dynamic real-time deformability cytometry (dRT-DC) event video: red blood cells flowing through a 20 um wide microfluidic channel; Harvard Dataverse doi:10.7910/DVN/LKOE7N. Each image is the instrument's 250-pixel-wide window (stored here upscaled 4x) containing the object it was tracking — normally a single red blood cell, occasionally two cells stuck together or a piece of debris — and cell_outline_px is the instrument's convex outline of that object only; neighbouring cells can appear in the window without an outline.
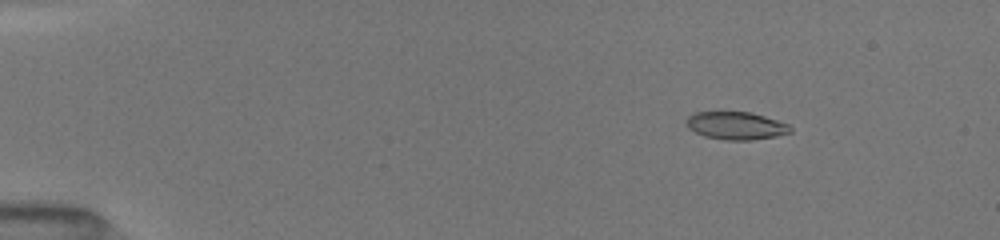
{"species": "common noctule bat (a hibernating species)", "species_latin": "Nyctalus noctula", "temperature_condition": "room temperature", "stored_images_in_passage": 47, "camera_frame_rate_fps": 3000, "um_per_image_px": 0.085, "animal": {"sex": "female", "body_mass_g": 19.5, "forearm_length_mm": 54.1}, "frame": {"image": 1, "passage_image": 14, "time_ms": 2.333, "image_size_px": [1000, 240], "cell_outline_px": [[792, 132], [776, 136], [752, 140], [724, 140], [704, 136], [688, 128], [688, 116], [696, 112], [748, 112], [764, 116], [788, 124], [792, 128]], "centroid_in_image_um": [62.58, 10.69], "position_along_channel_um": 22.4, "area_um2": 16.65}}
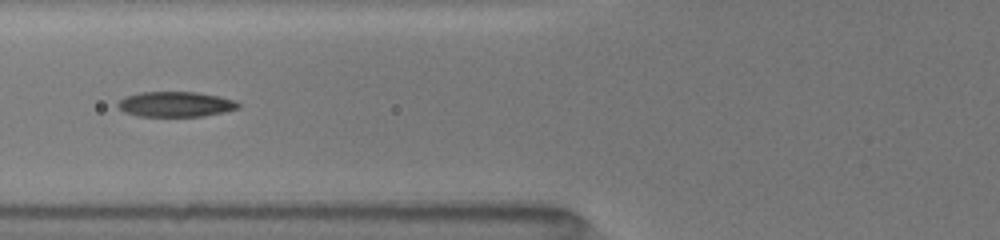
{"frame": {"image": 2, "passage_image": 36, "time_ms": 7.0, "image_size_px": [1000, 240], "cell_outline_px": [[240, 108], [224, 112], [204, 116], [136, 116], [124, 112], [116, 104], [124, 96], [140, 92], [196, 92], [220, 96], [236, 100], [240, 104]], "centroid_in_image_um": [14.94, 8.86], "position_along_channel_um": 110.9, "area_um2": 17.86}}
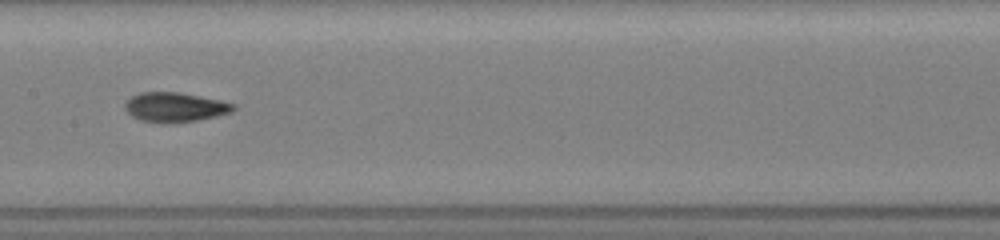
{"frame": {"image": 3, "passage_image": 46, "time_ms": 9.0, "image_size_px": [1000, 240], "cell_outline_px": [[236, 108], [232, 112], [200, 120], [168, 124], [140, 120], [132, 116], [124, 108], [124, 104], [132, 96], [140, 92], [180, 92], [220, 100], [236, 104]], "centroid_in_image_um": [14.89, 9.12], "position_along_channel_um": 192.5, "area_um2": 18.84}}